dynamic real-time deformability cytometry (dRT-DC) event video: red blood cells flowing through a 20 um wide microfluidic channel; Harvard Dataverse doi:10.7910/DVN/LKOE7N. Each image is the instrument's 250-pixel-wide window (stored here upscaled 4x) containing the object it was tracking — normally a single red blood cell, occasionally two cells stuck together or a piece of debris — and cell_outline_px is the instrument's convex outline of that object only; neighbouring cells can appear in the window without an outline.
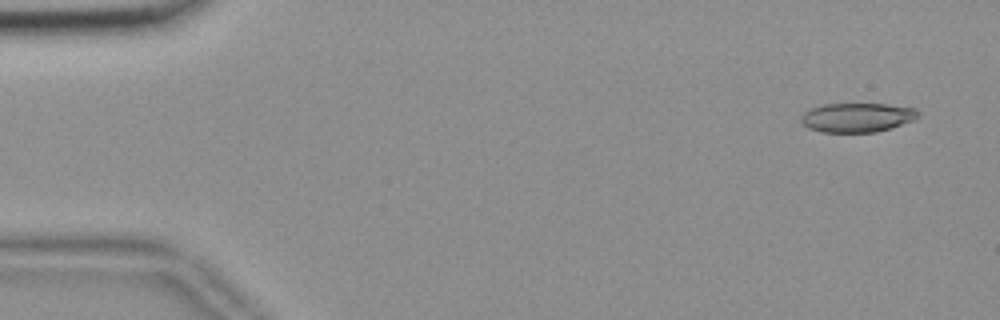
{"species": "common noctule bat (a hibernating species)", "species_latin": "Nyctalus noctula", "temperature_condition": "room temperature", "stored_images_in_passage": 49, "camera_frame_rate_fps": 3000, "um_per_image_px": 0.085, "animal": {"sex": "female", "body_mass_g": 18.4}, "frame": {"image": 1, "passage_image": 1, "time_ms": 0.0, "image_size_px": [1000, 320], "cell_outline_px": [[920, 116], [916, 120], [892, 128], [876, 132], [820, 132], [808, 128], [800, 120], [804, 112], [820, 104], [884, 104], [916, 108]], "centroid_in_image_um": [72.89, 9.99], "position_along_channel_um": 12.1, "area_um2": 20.11}}
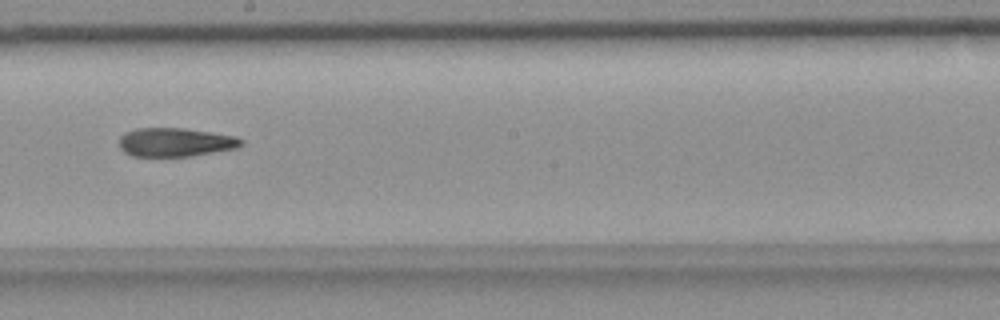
{"frame": {"image": 2, "passage_image": 29, "time_ms": 9.333, "image_size_px": [1000, 320], "cell_outline_px": [[244, 144], [236, 148], [192, 156], [132, 156], [124, 152], [120, 148], [120, 136], [124, 132], [136, 128], [184, 128], [236, 136], [244, 140]], "centroid_in_image_um": [14.91, 12.08], "position_along_channel_um": 233.3, "area_um2": 20.52}}
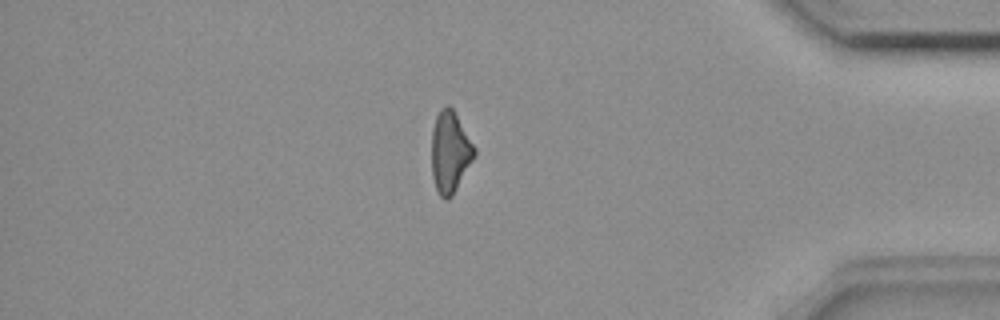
{"frame": {"image": 3, "passage_image": 45, "time_ms": 14.667, "image_size_px": [1000, 320], "cell_outline_px": [[476, 156], [452, 196], [448, 200], [444, 200], [440, 196], [436, 188], [432, 176], [432, 128], [436, 116], [440, 108], [448, 104], [452, 108], [476, 148]], "centroid_in_image_um": [38.26, 12.93], "position_along_channel_um": 396.9, "area_um2": 20.4}}